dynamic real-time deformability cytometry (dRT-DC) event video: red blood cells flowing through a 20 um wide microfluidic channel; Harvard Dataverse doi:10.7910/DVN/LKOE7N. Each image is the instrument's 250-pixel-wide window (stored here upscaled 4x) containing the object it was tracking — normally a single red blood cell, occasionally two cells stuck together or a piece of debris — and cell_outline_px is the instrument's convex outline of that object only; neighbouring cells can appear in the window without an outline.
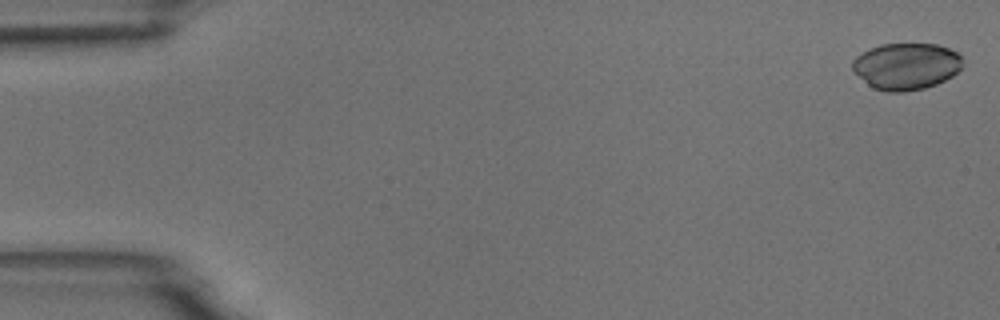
{"species": "common noctule bat (a hibernating species)", "species_latin": "Nyctalus noctula", "temperature_condition": "room temperature", "stored_images_in_passage": 5, "camera_frame_rate_fps": 3000, "um_per_image_px": 0.085, "animal": {"sex": "male", "body_mass_g": 18.8}, "frame": {"image": 1, "passage_image": 1, "time_ms": 0.0, "image_size_px": [1000, 320], "cell_outline_px": [[964, 64], [952, 76], [936, 84], [924, 88], [904, 92], [884, 92], [872, 88], [852, 68], [852, 60], [856, 56], [868, 48], [880, 44], [936, 44], [948, 48], [956, 52], [960, 56]], "centroid_in_image_um": [77.01, 5.63], "position_along_channel_um": 8.0, "area_um2": 30.0}}
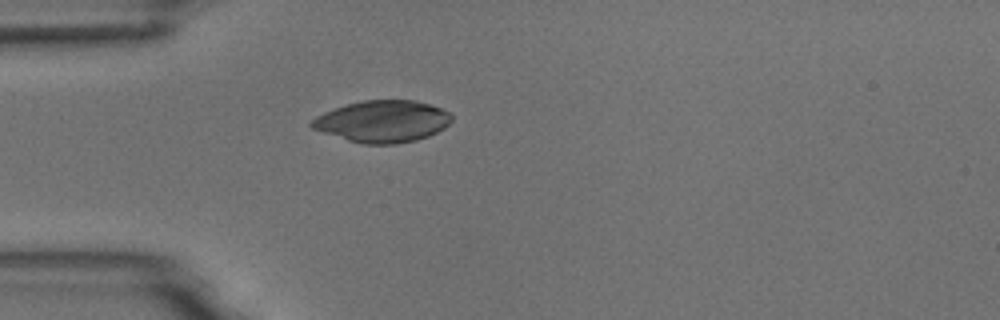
{"frame": {"image": 2, "passage_image": 5, "time_ms": 4.667, "image_size_px": [1000, 320], "cell_outline_px": [[452, 120], [444, 128], [428, 136], [416, 140], [392, 144], [364, 144], [348, 140], [312, 128], [308, 124], [316, 116], [324, 112], [348, 104], [364, 100], [416, 100], [452, 112]], "centroid_in_image_um": [32.54, 10.31], "position_along_channel_um": 52.5, "area_um2": 33.87}}